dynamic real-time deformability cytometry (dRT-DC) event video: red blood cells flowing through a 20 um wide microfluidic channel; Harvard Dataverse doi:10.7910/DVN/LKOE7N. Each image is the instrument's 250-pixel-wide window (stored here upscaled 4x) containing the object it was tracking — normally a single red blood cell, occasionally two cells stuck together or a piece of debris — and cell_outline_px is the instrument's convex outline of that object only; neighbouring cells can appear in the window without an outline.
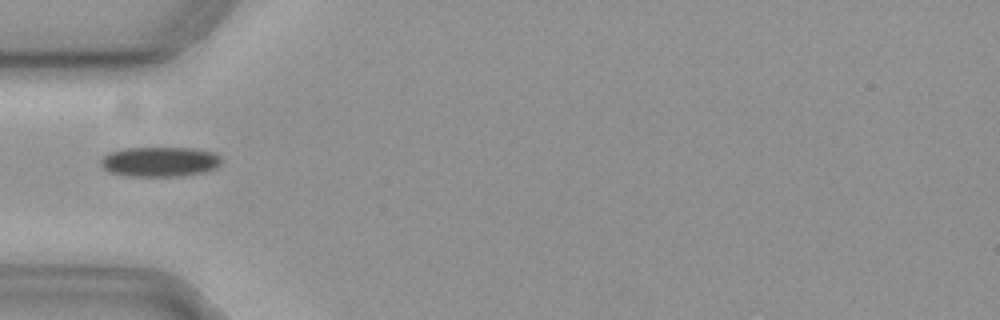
{"species": "common noctule bat (a hibernating species)", "species_latin": "Nyctalus noctula", "temperature_condition": "cold", "stored_images_in_passage": 39, "camera_frame_rate_fps": 3000, "um_per_image_px": 0.085, "animal": {"sex": "female", "body_mass_g": 19.3, "forearm_length_mm": 54.1}, "frame": {"image": 1, "passage_image": 1, "time_ms": 0.0, "image_size_px": [1000, 320], "cell_outline_px": [[220, 164], [216, 168], [204, 172], [184, 176], [124, 176], [108, 172], [100, 164], [100, 160], [108, 152], [124, 148], [196, 148], [212, 152], [220, 156]], "centroid_in_image_um": [13.56, 13.75], "position_along_channel_um": 71.4, "area_um2": 21.21}}
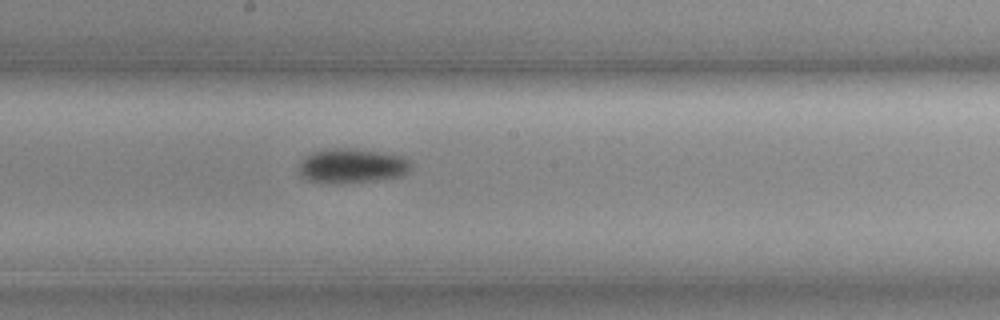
{"frame": {"image": 2, "passage_image": 13, "time_ms": 4.0, "image_size_px": [1000, 320], "cell_outline_px": [[412, 168], [400, 176], [376, 180], [340, 184], [308, 180], [300, 176], [300, 164], [304, 156], [312, 152], [324, 148], [352, 148], [400, 156], [408, 160], [412, 164]], "centroid_in_image_um": [29.87, 14.09], "position_along_channel_um": 218.3, "area_um2": 22.48}}
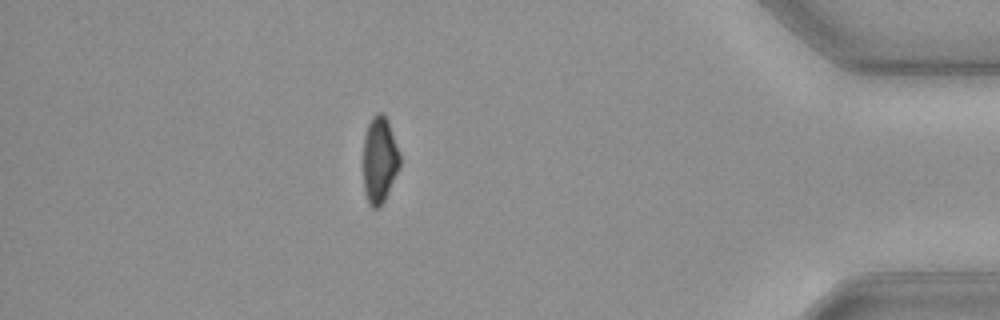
{"frame": {"image": 3, "passage_image": 32, "time_ms": 10.333, "image_size_px": [1000, 320], "cell_outline_px": [[400, 168], [380, 208], [372, 208], [368, 204], [364, 192], [364, 136], [368, 124], [372, 116], [376, 112], [380, 112], [388, 120], [400, 152]], "centroid_in_image_um": [32.27, 13.6], "position_along_channel_um": 402.9, "area_um2": 18.61}, "authors_computed_cell_mechanics": {"area_um2": 20.6924, "velocity_mm_per_s": 3.6724, "shape_relaxation_time_tau1_ms": 2.4748, "shape_relaxation_time_tau2_ms": null, "deformation_change_tau1": 0.07, "deformation_change_tau2": null}}